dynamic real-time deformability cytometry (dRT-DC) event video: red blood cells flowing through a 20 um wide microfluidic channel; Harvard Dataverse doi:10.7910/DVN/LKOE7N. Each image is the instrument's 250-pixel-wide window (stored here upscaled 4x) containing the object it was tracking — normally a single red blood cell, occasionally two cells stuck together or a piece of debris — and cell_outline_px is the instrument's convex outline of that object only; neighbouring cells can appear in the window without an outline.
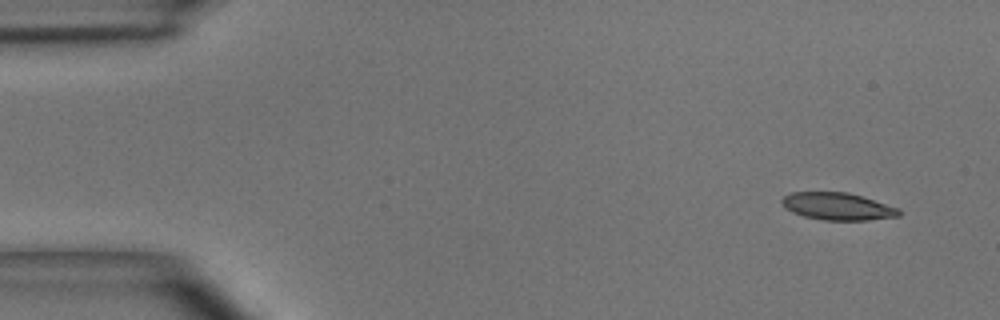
{"species": "common noctule bat (a hibernating species)", "species_latin": "Nyctalus noctula", "temperature_condition": "room temperature", "stored_images_in_passage": 4, "camera_frame_rate_fps": 3000, "um_per_image_px": 0.085, "animal": {"sex": "male", "body_mass_g": 15.6}, "frame": {"image": 1, "passage_image": 1, "time_ms": 0.0, "image_size_px": [1000, 320], "cell_outline_px": [[900, 216], [868, 220], [824, 220], [804, 216], [792, 212], [784, 208], [780, 200], [784, 196], [792, 192], [848, 192], [900, 208]], "centroid_in_image_um": [71.19, 17.54], "position_along_channel_um": 13.8, "area_um2": 18.67}}
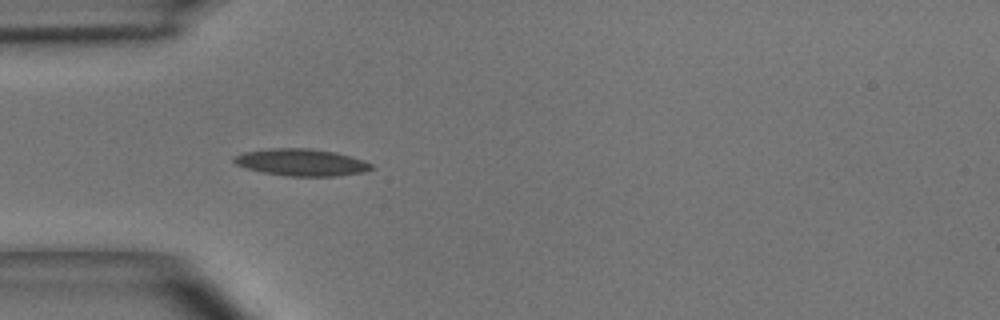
{"frame": {"image": 2, "passage_image": 4, "time_ms": 1.0, "image_size_px": [1000, 320], "cell_outline_px": [[372, 168], [364, 172], [336, 176], [288, 176], [264, 172], [248, 168], [236, 164], [232, 160], [236, 156], [244, 152], [272, 148], [308, 148], [336, 152], [364, 160], [372, 164]], "centroid_in_image_um": [25.65, 13.8], "position_along_channel_um": 59.4, "area_um2": 21.39}}